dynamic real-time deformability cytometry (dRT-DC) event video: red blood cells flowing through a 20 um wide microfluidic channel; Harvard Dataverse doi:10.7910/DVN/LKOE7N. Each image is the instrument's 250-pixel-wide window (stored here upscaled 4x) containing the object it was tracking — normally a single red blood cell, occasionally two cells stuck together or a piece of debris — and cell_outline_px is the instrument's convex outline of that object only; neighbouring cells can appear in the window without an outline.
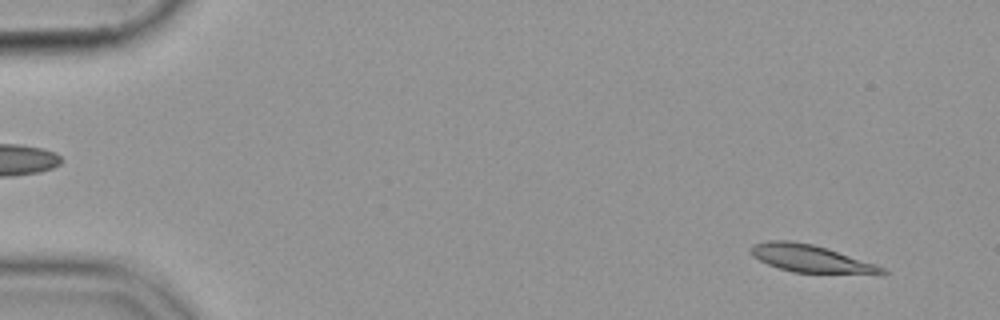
{"species": "common noctule bat (a hibernating species)", "species_latin": "Nyctalus noctula", "temperature_condition": "cold", "stored_images_in_passage": 55, "camera_frame_rate_fps": 3000, "um_per_image_px": 0.085, "animal": {"sex": "female", "body_mass_g": 19.9}, "frame": {"image": 1, "passage_image": 4, "time_ms": 1.0, "image_size_px": [1000, 320], "cell_outline_px": [[888, 272], [792, 272], [768, 264], [752, 256], [748, 252], [752, 244], [768, 240], [792, 240], [812, 244], [828, 248], [876, 264], [884, 268]], "centroid_in_image_um": [68.76, 21.92], "position_along_channel_um": 16.2, "area_um2": 20.4}}
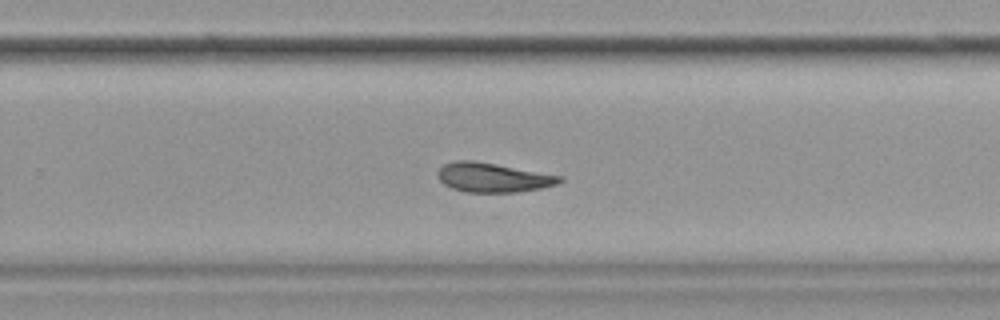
{"frame": {"image": 2, "passage_image": 36, "time_ms": 11.667, "image_size_px": [1000, 320], "cell_outline_px": [[564, 180], [560, 184], [520, 192], [468, 192], [452, 188], [444, 184], [436, 176], [436, 172], [444, 164], [456, 160], [468, 160], [496, 164], [564, 176]], "centroid_in_image_um": [41.93, 15.09], "position_along_channel_um": 287.9, "area_um2": 20.92}}
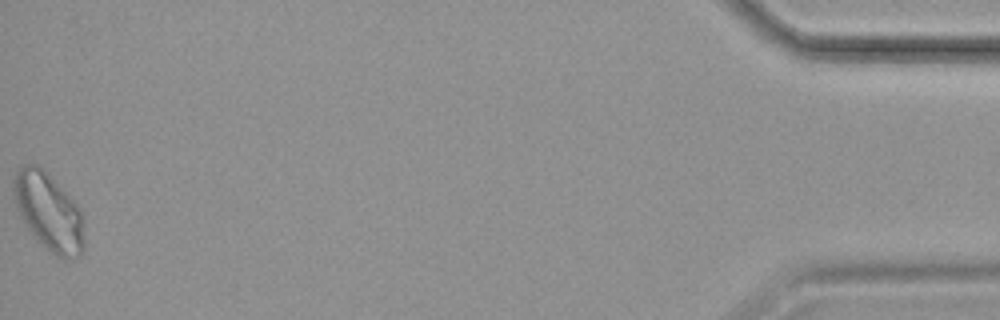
{"frame": {"image": 3, "passage_image": 55, "time_ms": 18.0, "image_size_px": [1000, 320], "cell_outline_px": [[84, 248], [80, 256], [72, 260], [60, 260], [36, 240], [24, 224], [20, 216], [12, 192], [12, 176], [24, 164], [36, 164], [44, 168], [76, 204], [80, 212], [84, 240]], "centroid_in_image_um": [4.11, 18.03], "position_along_channel_um": 431.1, "area_um2": 32.25}}